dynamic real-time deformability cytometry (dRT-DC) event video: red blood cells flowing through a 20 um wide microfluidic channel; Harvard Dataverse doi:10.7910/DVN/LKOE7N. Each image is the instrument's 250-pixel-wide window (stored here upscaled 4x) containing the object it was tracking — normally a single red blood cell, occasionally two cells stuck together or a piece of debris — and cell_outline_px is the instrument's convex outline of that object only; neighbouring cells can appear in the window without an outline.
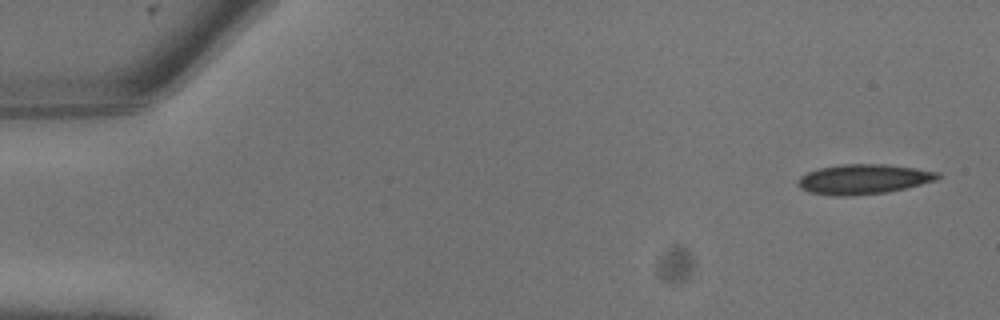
{"species": "common noctule bat (a hibernating species)", "species_latin": "Nyctalus noctula", "temperature_condition": "warm", "stored_images_in_passage": 8, "camera_frame_rate_fps": 3000, "um_per_image_px": 0.085, "animal": {"sex": "male", "body_mass_g": 13.3}, "frame": {"image": 1, "passage_image": 1, "time_ms": 0.0, "image_size_px": [1000, 320], "cell_outline_px": [[940, 176], [936, 180], [888, 192], [844, 196], [836, 196], [808, 192], [800, 188], [796, 180], [800, 176], [808, 172], [820, 168], [844, 164], [884, 164], [916, 168], [940, 172]], "centroid_in_image_um": [73.38, 15.23], "position_along_channel_um": 11.6, "area_um2": 24.22}}
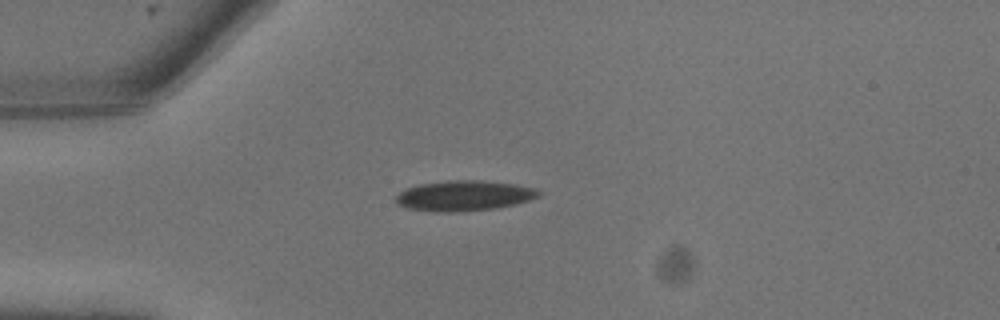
{"frame": {"image": 2, "passage_image": 6, "time_ms": 1.667, "image_size_px": [1000, 320], "cell_outline_px": [[544, 192], [540, 196], [516, 204], [496, 208], [452, 212], [440, 212], [408, 208], [396, 204], [396, 196], [404, 188], [420, 184], [448, 180], [480, 180], [512, 184], [536, 188]], "centroid_in_image_um": [39.45, 16.63], "position_along_channel_um": 45.5, "area_um2": 25.26}}